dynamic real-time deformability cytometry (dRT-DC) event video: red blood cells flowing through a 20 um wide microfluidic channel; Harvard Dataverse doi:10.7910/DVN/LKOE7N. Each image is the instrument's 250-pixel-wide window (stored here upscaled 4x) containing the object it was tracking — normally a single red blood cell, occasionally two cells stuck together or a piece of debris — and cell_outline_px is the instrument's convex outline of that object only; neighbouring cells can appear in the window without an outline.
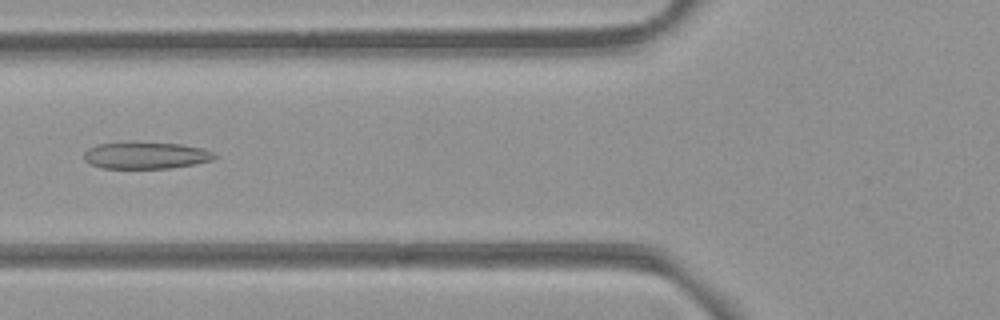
{"species": "common noctule bat (a hibernating species)", "species_latin": "Nyctalus noctula", "temperature_condition": "room temperature", "stored_images_in_passage": 37, "camera_frame_rate_fps": 3000, "um_per_image_px": 0.085, "animal": {"sex": "female", "body_mass_g": 21.9}, "frame": {"image": 1, "passage_image": 4, "time_ms": 1.0, "image_size_px": [1000, 320], "cell_outline_px": [[216, 156], [212, 160], [196, 164], [168, 168], [104, 168], [92, 164], [84, 160], [84, 152], [88, 148], [96, 144], [128, 140], [136, 140], [180, 144], [200, 148], [212, 152]], "centroid_in_image_um": [12.34, 13.17], "position_along_channel_um": 113.5, "area_um2": 20.92}}
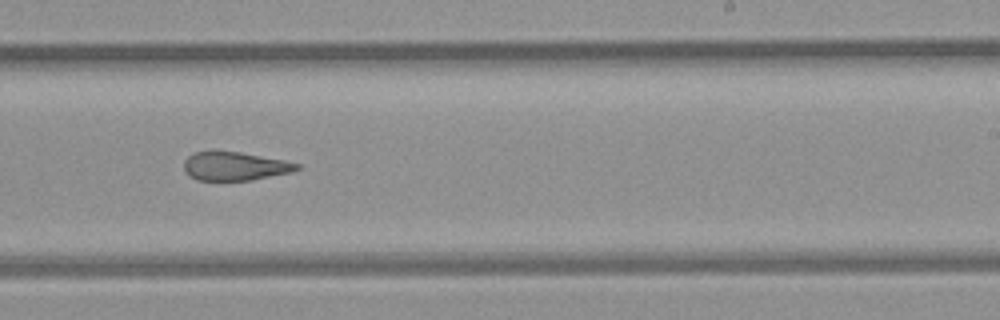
{"frame": {"image": 2, "passage_image": 16, "time_ms": 5.0, "image_size_px": [1000, 320], "cell_outline_px": [[304, 168], [292, 172], [252, 180], [196, 180], [188, 176], [184, 172], [184, 160], [192, 152], [240, 152], [284, 160], [300, 164]], "centroid_in_image_um": [19.98, 14.14], "position_along_channel_um": 269.0, "area_um2": 18.9}}
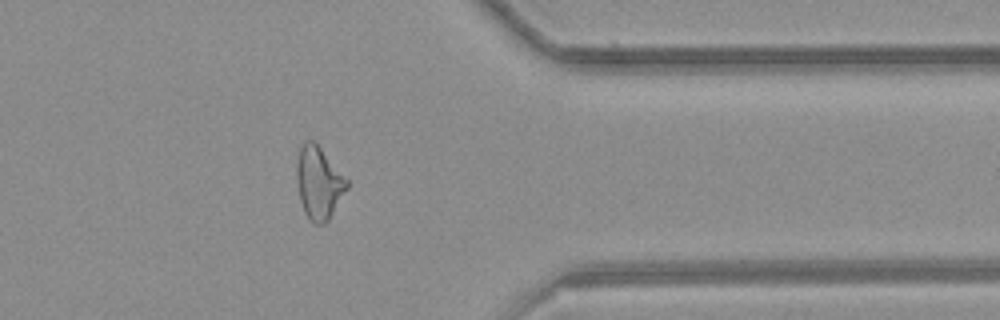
{"frame": {"image": 3, "passage_image": 26, "time_ms": 8.333, "image_size_px": [1000, 320], "cell_outline_px": [[348, 188], [328, 220], [324, 224], [312, 224], [308, 220], [304, 212], [300, 200], [296, 180], [296, 164], [300, 148], [304, 140], [312, 140], [320, 148], [348, 180]], "centroid_in_image_um": [27.07, 15.57], "position_along_channel_um": 384.3, "area_um2": 21.15}}